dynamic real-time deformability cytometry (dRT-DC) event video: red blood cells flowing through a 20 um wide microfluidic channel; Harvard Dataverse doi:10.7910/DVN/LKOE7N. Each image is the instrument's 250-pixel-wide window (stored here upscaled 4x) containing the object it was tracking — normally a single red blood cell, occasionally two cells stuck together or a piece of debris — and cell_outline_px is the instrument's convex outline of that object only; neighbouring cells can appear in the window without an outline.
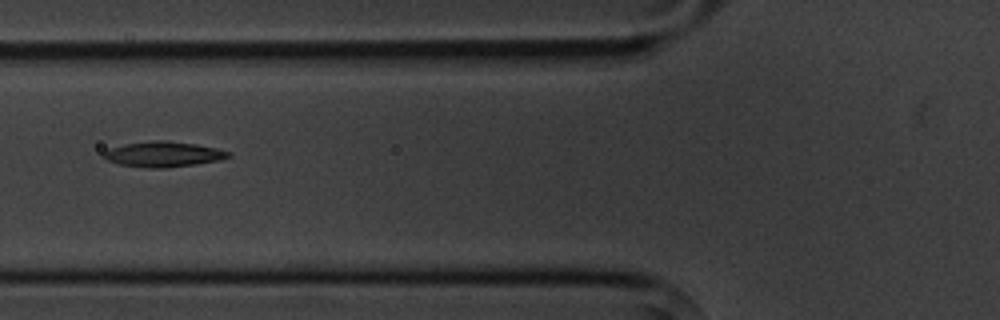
{"species": "common noctule bat (a hibernating species)", "species_latin": "Nyctalus noctula", "temperature_condition": "cold", "stored_images_in_passage": 9, "camera_frame_rate_fps": 3000, "um_per_image_px": 0.085, "animal": {"sex": "male", "body_mass_g": 20.1, "forearm_length_mm": 53.5}, "frame": {"image": 1, "passage_image": 6, "time_ms": 6.0, "image_size_px": [1000, 320], "cell_outline_px": [[232, 156], [216, 160], [196, 164], [164, 168], [148, 168], [120, 164], [108, 160], [100, 156], [100, 152], [108, 148], [124, 144], [152, 140], [164, 140], [196, 144], [216, 148], [232, 152]], "centroid_in_image_um": [13.83, 13.1], "position_along_channel_um": 112.0, "area_um2": 18.55}}
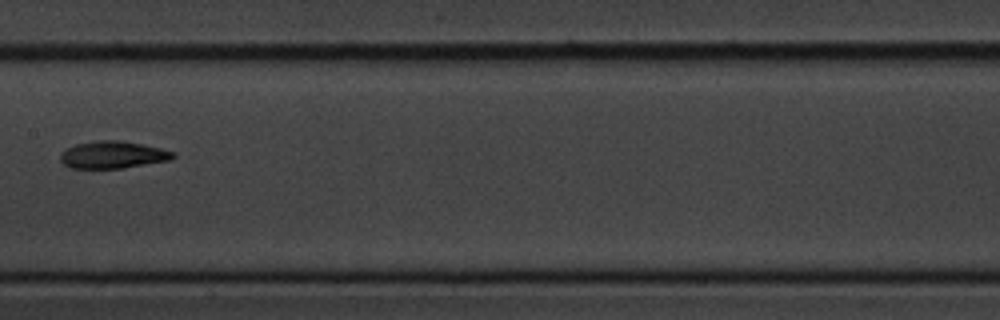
{"frame": {"image": 2, "passage_image": 8, "time_ms": 8.333, "image_size_px": [1000, 320], "cell_outline_px": [[176, 156], [172, 160], [124, 168], [68, 168], [60, 160], [60, 152], [76, 144], [100, 140], [120, 140], [160, 148], [176, 152]], "centroid_in_image_um": [9.61, 13.16], "position_along_channel_um": 197.8, "area_um2": 17.98}}
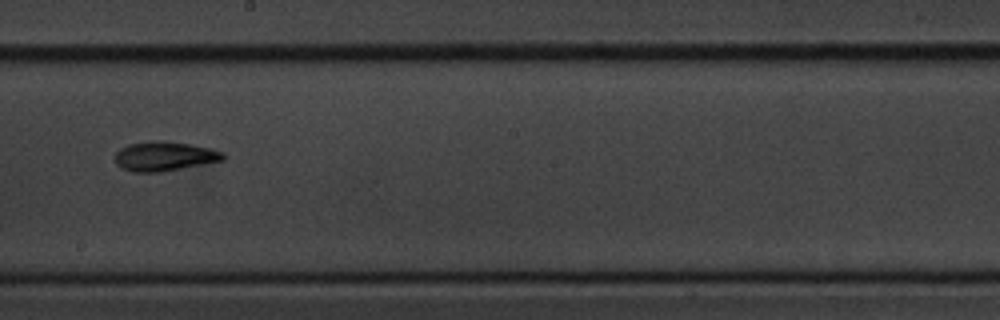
{"frame": {"image": 3, "passage_image": 9, "time_ms": 9.333, "image_size_px": [1000, 320], "cell_outline_px": [[224, 160], [180, 168], [156, 172], [132, 172], [120, 168], [116, 164], [116, 152], [120, 148], [128, 144], [156, 140], [160, 140], [188, 144], [208, 148], [224, 152]], "centroid_in_image_um": [13.93, 13.28], "position_along_channel_um": 234.3, "area_um2": 18.26}}